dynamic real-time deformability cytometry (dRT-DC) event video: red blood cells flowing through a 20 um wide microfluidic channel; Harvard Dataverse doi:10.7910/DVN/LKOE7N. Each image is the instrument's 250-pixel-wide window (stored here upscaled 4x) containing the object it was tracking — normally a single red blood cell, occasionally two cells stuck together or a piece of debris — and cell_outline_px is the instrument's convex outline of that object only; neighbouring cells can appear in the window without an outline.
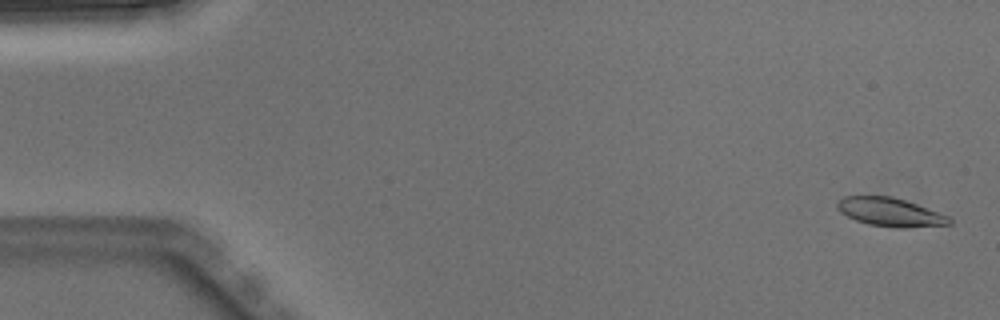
{"species": "Egyptian fruit bat (a non-hibernating species)", "species_latin": "Rousettus aegyptiacus", "temperature_condition": "warm", "stored_images_in_passage": 5, "camera_frame_rate_fps": 3000, "um_per_image_px": 0.085, "animal": {"sex": "male"}, "frame": {"image": 1, "passage_image": 1, "time_ms": 0.0, "image_size_px": [1000, 320], "cell_outline_px": [[952, 224], [904, 228], [896, 228], [868, 224], [856, 220], [840, 212], [836, 208], [836, 204], [844, 196], [892, 196], [916, 204], [948, 216], [952, 220]], "centroid_in_image_um": [75.65, 18.03], "position_along_channel_um": 9.4, "area_um2": 18.5}}
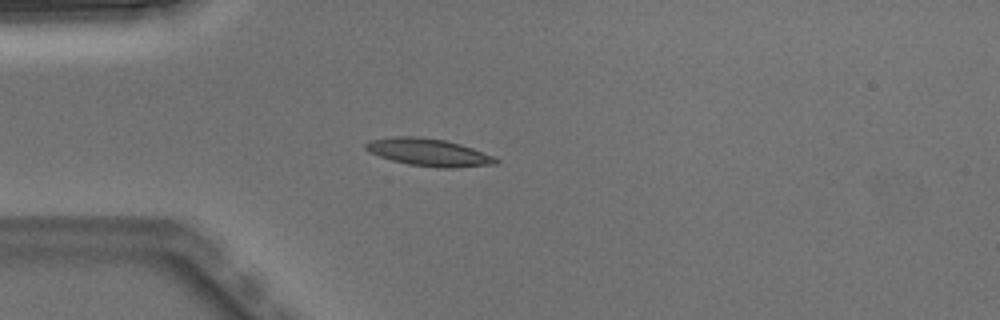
{"frame": {"image": 2, "passage_image": 4, "time_ms": 1.0, "image_size_px": [1000, 320], "cell_outline_px": [[500, 160], [496, 164], [452, 168], [436, 168], [408, 164], [392, 160], [380, 156], [364, 148], [364, 144], [368, 140], [392, 136], [416, 136], [444, 140], [460, 144], [472, 148], [492, 156]], "centroid_in_image_um": [36.41, 12.94], "position_along_channel_um": 48.6, "area_um2": 20.75}}